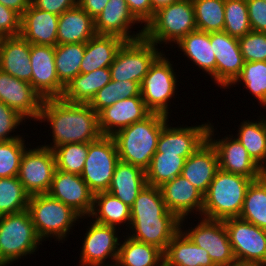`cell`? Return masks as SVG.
Returning a JSON list of instances; mask_svg holds the SVG:
<instances>
[{
  "instance_id": "2",
  "label": "cell",
  "mask_w": 266,
  "mask_h": 266,
  "mask_svg": "<svg viewBox=\"0 0 266 266\" xmlns=\"http://www.w3.org/2000/svg\"><path fill=\"white\" fill-rule=\"evenodd\" d=\"M169 116L151 113L144 120L135 122L118 131L113 138L116 142L119 161L132 164L146 171L157 150V142Z\"/></svg>"
},
{
  "instance_id": "47",
  "label": "cell",
  "mask_w": 266,
  "mask_h": 266,
  "mask_svg": "<svg viewBox=\"0 0 266 266\" xmlns=\"http://www.w3.org/2000/svg\"><path fill=\"white\" fill-rule=\"evenodd\" d=\"M26 119L18 112L0 101V142L11 141L15 139L25 138L23 135H12L17 132V127L25 123ZM24 122V123H23Z\"/></svg>"
},
{
  "instance_id": "19",
  "label": "cell",
  "mask_w": 266,
  "mask_h": 266,
  "mask_svg": "<svg viewBox=\"0 0 266 266\" xmlns=\"http://www.w3.org/2000/svg\"><path fill=\"white\" fill-rule=\"evenodd\" d=\"M94 21L95 31L99 35H113L124 41L144 37L145 27L133 16L126 0H109ZM134 25L139 26L138 28L142 26L141 30L132 33Z\"/></svg>"
},
{
  "instance_id": "28",
  "label": "cell",
  "mask_w": 266,
  "mask_h": 266,
  "mask_svg": "<svg viewBox=\"0 0 266 266\" xmlns=\"http://www.w3.org/2000/svg\"><path fill=\"white\" fill-rule=\"evenodd\" d=\"M184 53L187 60L192 61L195 67L209 75L216 84V57L213 45L210 42V33L195 30L184 36L176 45V48Z\"/></svg>"
},
{
  "instance_id": "14",
  "label": "cell",
  "mask_w": 266,
  "mask_h": 266,
  "mask_svg": "<svg viewBox=\"0 0 266 266\" xmlns=\"http://www.w3.org/2000/svg\"><path fill=\"white\" fill-rule=\"evenodd\" d=\"M214 126L210 123L208 140L218 155L219 169L251 178L253 181L263 176L262 168L250 157L243 145L234 137L227 135L218 139Z\"/></svg>"
},
{
  "instance_id": "32",
  "label": "cell",
  "mask_w": 266,
  "mask_h": 266,
  "mask_svg": "<svg viewBox=\"0 0 266 266\" xmlns=\"http://www.w3.org/2000/svg\"><path fill=\"white\" fill-rule=\"evenodd\" d=\"M110 81L109 67L99 68L86 74L80 73L66 84L61 99L74 104H89L96 92Z\"/></svg>"
},
{
  "instance_id": "11",
  "label": "cell",
  "mask_w": 266,
  "mask_h": 266,
  "mask_svg": "<svg viewBox=\"0 0 266 266\" xmlns=\"http://www.w3.org/2000/svg\"><path fill=\"white\" fill-rule=\"evenodd\" d=\"M90 221L80 247L79 266H115L121 242L119 229Z\"/></svg>"
},
{
  "instance_id": "7",
  "label": "cell",
  "mask_w": 266,
  "mask_h": 266,
  "mask_svg": "<svg viewBox=\"0 0 266 266\" xmlns=\"http://www.w3.org/2000/svg\"><path fill=\"white\" fill-rule=\"evenodd\" d=\"M176 75L173 63L166 57L165 52H162L150 65L148 73L140 84V94L152 113L170 115V104L172 98L175 99L179 86L177 83L179 78Z\"/></svg>"
},
{
  "instance_id": "18",
  "label": "cell",
  "mask_w": 266,
  "mask_h": 266,
  "mask_svg": "<svg viewBox=\"0 0 266 266\" xmlns=\"http://www.w3.org/2000/svg\"><path fill=\"white\" fill-rule=\"evenodd\" d=\"M210 42L216 57L217 87L227 89L239 76L245 63L238 38L224 31L211 32Z\"/></svg>"
},
{
  "instance_id": "56",
  "label": "cell",
  "mask_w": 266,
  "mask_h": 266,
  "mask_svg": "<svg viewBox=\"0 0 266 266\" xmlns=\"http://www.w3.org/2000/svg\"><path fill=\"white\" fill-rule=\"evenodd\" d=\"M178 0H150L152 9L156 12L158 9L167 6L169 4H172L173 2H176Z\"/></svg>"
},
{
  "instance_id": "35",
  "label": "cell",
  "mask_w": 266,
  "mask_h": 266,
  "mask_svg": "<svg viewBox=\"0 0 266 266\" xmlns=\"http://www.w3.org/2000/svg\"><path fill=\"white\" fill-rule=\"evenodd\" d=\"M266 116L258 119L243 120L234 136L247 150L250 157L262 168L266 164Z\"/></svg>"
},
{
  "instance_id": "44",
  "label": "cell",
  "mask_w": 266,
  "mask_h": 266,
  "mask_svg": "<svg viewBox=\"0 0 266 266\" xmlns=\"http://www.w3.org/2000/svg\"><path fill=\"white\" fill-rule=\"evenodd\" d=\"M224 32L240 38L251 31L246 0H225Z\"/></svg>"
},
{
  "instance_id": "46",
  "label": "cell",
  "mask_w": 266,
  "mask_h": 266,
  "mask_svg": "<svg viewBox=\"0 0 266 266\" xmlns=\"http://www.w3.org/2000/svg\"><path fill=\"white\" fill-rule=\"evenodd\" d=\"M238 41L245 62L266 61V32L251 30Z\"/></svg>"
},
{
  "instance_id": "27",
  "label": "cell",
  "mask_w": 266,
  "mask_h": 266,
  "mask_svg": "<svg viewBox=\"0 0 266 266\" xmlns=\"http://www.w3.org/2000/svg\"><path fill=\"white\" fill-rule=\"evenodd\" d=\"M96 34L94 19L79 5L59 16L57 44L86 43Z\"/></svg>"
},
{
  "instance_id": "51",
  "label": "cell",
  "mask_w": 266,
  "mask_h": 266,
  "mask_svg": "<svg viewBox=\"0 0 266 266\" xmlns=\"http://www.w3.org/2000/svg\"><path fill=\"white\" fill-rule=\"evenodd\" d=\"M133 16L144 27L153 19L155 11L152 9L150 0H126Z\"/></svg>"
},
{
  "instance_id": "34",
  "label": "cell",
  "mask_w": 266,
  "mask_h": 266,
  "mask_svg": "<svg viewBox=\"0 0 266 266\" xmlns=\"http://www.w3.org/2000/svg\"><path fill=\"white\" fill-rule=\"evenodd\" d=\"M123 237L115 266H164L163 252L156 246Z\"/></svg>"
},
{
  "instance_id": "42",
  "label": "cell",
  "mask_w": 266,
  "mask_h": 266,
  "mask_svg": "<svg viewBox=\"0 0 266 266\" xmlns=\"http://www.w3.org/2000/svg\"><path fill=\"white\" fill-rule=\"evenodd\" d=\"M29 197L18 176L0 178V216L27 210Z\"/></svg>"
},
{
  "instance_id": "52",
  "label": "cell",
  "mask_w": 266,
  "mask_h": 266,
  "mask_svg": "<svg viewBox=\"0 0 266 266\" xmlns=\"http://www.w3.org/2000/svg\"><path fill=\"white\" fill-rule=\"evenodd\" d=\"M38 8L60 16L66 10L78 5V0H30Z\"/></svg>"
},
{
  "instance_id": "20",
  "label": "cell",
  "mask_w": 266,
  "mask_h": 266,
  "mask_svg": "<svg viewBox=\"0 0 266 266\" xmlns=\"http://www.w3.org/2000/svg\"><path fill=\"white\" fill-rule=\"evenodd\" d=\"M0 101L31 123L38 121L43 99L30 83L0 70Z\"/></svg>"
},
{
  "instance_id": "16",
  "label": "cell",
  "mask_w": 266,
  "mask_h": 266,
  "mask_svg": "<svg viewBox=\"0 0 266 266\" xmlns=\"http://www.w3.org/2000/svg\"><path fill=\"white\" fill-rule=\"evenodd\" d=\"M207 121L201 125L185 127L184 124L173 127L167 122L159 135L156 153L177 154L187 159L208 140L210 121Z\"/></svg>"
},
{
  "instance_id": "6",
  "label": "cell",
  "mask_w": 266,
  "mask_h": 266,
  "mask_svg": "<svg viewBox=\"0 0 266 266\" xmlns=\"http://www.w3.org/2000/svg\"><path fill=\"white\" fill-rule=\"evenodd\" d=\"M197 30L192 0H178L158 9L145 26L144 37L155 45L174 46L188 33Z\"/></svg>"
},
{
  "instance_id": "53",
  "label": "cell",
  "mask_w": 266,
  "mask_h": 266,
  "mask_svg": "<svg viewBox=\"0 0 266 266\" xmlns=\"http://www.w3.org/2000/svg\"><path fill=\"white\" fill-rule=\"evenodd\" d=\"M118 90L120 100L128 99L134 96H141L140 84L134 81L124 80L118 81Z\"/></svg>"
},
{
  "instance_id": "49",
  "label": "cell",
  "mask_w": 266,
  "mask_h": 266,
  "mask_svg": "<svg viewBox=\"0 0 266 266\" xmlns=\"http://www.w3.org/2000/svg\"><path fill=\"white\" fill-rule=\"evenodd\" d=\"M21 15L0 3V38L20 35Z\"/></svg>"
},
{
  "instance_id": "37",
  "label": "cell",
  "mask_w": 266,
  "mask_h": 266,
  "mask_svg": "<svg viewBox=\"0 0 266 266\" xmlns=\"http://www.w3.org/2000/svg\"><path fill=\"white\" fill-rule=\"evenodd\" d=\"M239 218L266 230V176L249 185Z\"/></svg>"
},
{
  "instance_id": "50",
  "label": "cell",
  "mask_w": 266,
  "mask_h": 266,
  "mask_svg": "<svg viewBox=\"0 0 266 266\" xmlns=\"http://www.w3.org/2000/svg\"><path fill=\"white\" fill-rule=\"evenodd\" d=\"M251 30L266 32V1L246 0Z\"/></svg>"
},
{
  "instance_id": "25",
  "label": "cell",
  "mask_w": 266,
  "mask_h": 266,
  "mask_svg": "<svg viewBox=\"0 0 266 266\" xmlns=\"http://www.w3.org/2000/svg\"><path fill=\"white\" fill-rule=\"evenodd\" d=\"M218 169L217 151L211 142L207 140L185 160L181 176L186 178L204 195Z\"/></svg>"
},
{
  "instance_id": "12",
  "label": "cell",
  "mask_w": 266,
  "mask_h": 266,
  "mask_svg": "<svg viewBox=\"0 0 266 266\" xmlns=\"http://www.w3.org/2000/svg\"><path fill=\"white\" fill-rule=\"evenodd\" d=\"M223 221L237 264L266 263V230L239 217Z\"/></svg>"
},
{
  "instance_id": "15",
  "label": "cell",
  "mask_w": 266,
  "mask_h": 266,
  "mask_svg": "<svg viewBox=\"0 0 266 266\" xmlns=\"http://www.w3.org/2000/svg\"><path fill=\"white\" fill-rule=\"evenodd\" d=\"M55 47L30 44L31 86L44 99L61 98L65 86L55 68Z\"/></svg>"
},
{
  "instance_id": "30",
  "label": "cell",
  "mask_w": 266,
  "mask_h": 266,
  "mask_svg": "<svg viewBox=\"0 0 266 266\" xmlns=\"http://www.w3.org/2000/svg\"><path fill=\"white\" fill-rule=\"evenodd\" d=\"M145 186H147V181L144 170L119 161L116 164L108 192L131 207Z\"/></svg>"
},
{
  "instance_id": "26",
  "label": "cell",
  "mask_w": 266,
  "mask_h": 266,
  "mask_svg": "<svg viewBox=\"0 0 266 266\" xmlns=\"http://www.w3.org/2000/svg\"><path fill=\"white\" fill-rule=\"evenodd\" d=\"M0 70L31 82L30 43L21 35L0 38Z\"/></svg>"
},
{
  "instance_id": "43",
  "label": "cell",
  "mask_w": 266,
  "mask_h": 266,
  "mask_svg": "<svg viewBox=\"0 0 266 266\" xmlns=\"http://www.w3.org/2000/svg\"><path fill=\"white\" fill-rule=\"evenodd\" d=\"M56 169L81 175L88 154V143H70L53 149Z\"/></svg>"
},
{
  "instance_id": "22",
  "label": "cell",
  "mask_w": 266,
  "mask_h": 266,
  "mask_svg": "<svg viewBox=\"0 0 266 266\" xmlns=\"http://www.w3.org/2000/svg\"><path fill=\"white\" fill-rule=\"evenodd\" d=\"M159 188L167 209L174 213L180 220L183 218L187 220L191 214H196L195 216L198 214L201 217L203 194L186 178L179 175L163 183Z\"/></svg>"
},
{
  "instance_id": "36",
  "label": "cell",
  "mask_w": 266,
  "mask_h": 266,
  "mask_svg": "<svg viewBox=\"0 0 266 266\" xmlns=\"http://www.w3.org/2000/svg\"><path fill=\"white\" fill-rule=\"evenodd\" d=\"M131 219L178 218L170 212L159 187L145 186L130 207Z\"/></svg>"
},
{
  "instance_id": "1",
  "label": "cell",
  "mask_w": 266,
  "mask_h": 266,
  "mask_svg": "<svg viewBox=\"0 0 266 266\" xmlns=\"http://www.w3.org/2000/svg\"><path fill=\"white\" fill-rule=\"evenodd\" d=\"M38 122L49 123L52 142L42 146L52 150L64 144L90 143L102 136L98 114L88 104L61 98L43 100Z\"/></svg>"
},
{
  "instance_id": "5",
  "label": "cell",
  "mask_w": 266,
  "mask_h": 266,
  "mask_svg": "<svg viewBox=\"0 0 266 266\" xmlns=\"http://www.w3.org/2000/svg\"><path fill=\"white\" fill-rule=\"evenodd\" d=\"M37 236L28 210L0 216V266L12 265L38 251Z\"/></svg>"
},
{
  "instance_id": "38",
  "label": "cell",
  "mask_w": 266,
  "mask_h": 266,
  "mask_svg": "<svg viewBox=\"0 0 266 266\" xmlns=\"http://www.w3.org/2000/svg\"><path fill=\"white\" fill-rule=\"evenodd\" d=\"M85 54V43L57 44L55 68L59 81L66 86L80 74V65Z\"/></svg>"
},
{
  "instance_id": "10",
  "label": "cell",
  "mask_w": 266,
  "mask_h": 266,
  "mask_svg": "<svg viewBox=\"0 0 266 266\" xmlns=\"http://www.w3.org/2000/svg\"><path fill=\"white\" fill-rule=\"evenodd\" d=\"M186 218L180 220V229L192 242L204 248L215 266H236L237 261L229 242L223 220H210L199 217L197 224L184 229Z\"/></svg>"
},
{
  "instance_id": "40",
  "label": "cell",
  "mask_w": 266,
  "mask_h": 266,
  "mask_svg": "<svg viewBox=\"0 0 266 266\" xmlns=\"http://www.w3.org/2000/svg\"><path fill=\"white\" fill-rule=\"evenodd\" d=\"M197 30L221 32L224 30L225 0H192Z\"/></svg>"
},
{
  "instance_id": "58",
  "label": "cell",
  "mask_w": 266,
  "mask_h": 266,
  "mask_svg": "<svg viewBox=\"0 0 266 266\" xmlns=\"http://www.w3.org/2000/svg\"><path fill=\"white\" fill-rule=\"evenodd\" d=\"M263 176H266V164L262 167Z\"/></svg>"
},
{
  "instance_id": "48",
  "label": "cell",
  "mask_w": 266,
  "mask_h": 266,
  "mask_svg": "<svg viewBox=\"0 0 266 266\" xmlns=\"http://www.w3.org/2000/svg\"><path fill=\"white\" fill-rule=\"evenodd\" d=\"M118 81L111 80L94 95L88 104L97 114L104 108L115 104L119 97Z\"/></svg>"
},
{
  "instance_id": "29",
  "label": "cell",
  "mask_w": 266,
  "mask_h": 266,
  "mask_svg": "<svg viewBox=\"0 0 266 266\" xmlns=\"http://www.w3.org/2000/svg\"><path fill=\"white\" fill-rule=\"evenodd\" d=\"M164 266H215L208 252L180 229L163 253Z\"/></svg>"
},
{
  "instance_id": "24",
  "label": "cell",
  "mask_w": 266,
  "mask_h": 266,
  "mask_svg": "<svg viewBox=\"0 0 266 266\" xmlns=\"http://www.w3.org/2000/svg\"><path fill=\"white\" fill-rule=\"evenodd\" d=\"M59 16L34 7L31 3L21 15L20 35L30 44L57 45Z\"/></svg>"
},
{
  "instance_id": "17",
  "label": "cell",
  "mask_w": 266,
  "mask_h": 266,
  "mask_svg": "<svg viewBox=\"0 0 266 266\" xmlns=\"http://www.w3.org/2000/svg\"><path fill=\"white\" fill-rule=\"evenodd\" d=\"M48 194L71 207L84 219L92 212L94 194L81 175L56 169Z\"/></svg>"
},
{
  "instance_id": "31",
  "label": "cell",
  "mask_w": 266,
  "mask_h": 266,
  "mask_svg": "<svg viewBox=\"0 0 266 266\" xmlns=\"http://www.w3.org/2000/svg\"><path fill=\"white\" fill-rule=\"evenodd\" d=\"M125 41L113 35L96 34L85 43V54L80 65V73H90L99 68L110 67Z\"/></svg>"
},
{
  "instance_id": "39",
  "label": "cell",
  "mask_w": 266,
  "mask_h": 266,
  "mask_svg": "<svg viewBox=\"0 0 266 266\" xmlns=\"http://www.w3.org/2000/svg\"><path fill=\"white\" fill-rule=\"evenodd\" d=\"M185 158L177 154L155 153L146 172L147 185L160 187L181 175Z\"/></svg>"
},
{
  "instance_id": "45",
  "label": "cell",
  "mask_w": 266,
  "mask_h": 266,
  "mask_svg": "<svg viewBox=\"0 0 266 266\" xmlns=\"http://www.w3.org/2000/svg\"><path fill=\"white\" fill-rule=\"evenodd\" d=\"M24 138L0 142V178L19 174L22 155L28 146Z\"/></svg>"
},
{
  "instance_id": "54",
  "label": "cell",
  "mask_w": 266,
  "mask_h": 266,
  "mask_svg": "<svg viewBox=\"0 0 266 266\" xmlns=\"http://www.w3.org/2000/svg\"><path fill=\"white\" fill-rule=\"evenodd\" d=\"M109 0H78V5L95 19L104 9Z\"/></svg>"
},
{
  "instance_id": "3",
  "label": "cell",
  "mask_w": 266,
  "mask_h": 266,
  "mask_svg": "<svg viewBox=\"0 0 266 266\" xmlns=\"http://www.w3.org/2000/svg\"><path fill=\"white\" fill-rule=\"evenodd\" d=\"M251 178L218 169L203 195L201 217L225 220L239 217Z\"/></svg>"
},
{
  "instance_id": "4",
  "label": "cell",
  "mask_w": 266,
  "mask_h": 266,
  "mask_svg": "<svg viewBox=\"0 0 266 266\" xmlns=\"http://www.w3.org/2000/svg\"><path fill=\"white\" fill-rule=\"evenodd\" d=\"M27 210L37 236L42 242L53 237L58 243L59 241L63 243L64 239L71 234L70 231L75 223L78 224L83 219L71 207L51 197L48 193L31 195Z\"/></svg>"
},
{
  "instance_id": "8",
  "label": "cell",
  "mask_w": 266,
  "mask_h": 266,
  "mask_svg": "<svg viewBox=\"0 0 266 266\" xmlns=\"http://www.w3.org/2000/svg\"><path fill=\"white\" fill-rule=\"evenodd\" d=\"M160 50L157 45L148 41L145 37L125 41L109 67L111 80H129L141 84L150 65L164 51Z\"/></svg>"
},
{
  "instance_id": "21",
  "label": "cell",
  "mask_w": 266,
  "mask_h": 266,
  "mask_svg": "<svg viewBox=\"0 0 266 266\" xmlns=\"http://www.w3.org/2000/svg\"><path fill=\"white\" fill-rule=\"evenodd\" d=\"M151 113L141 96L118 100L98 113L99 128L102 135L113 136L127 126L144 120Z\"/></svg>"
},
{
  "instance_id": "55",
  "label": "cell",
  "mask_w": 266,
  "mask_h": 266,
  "mask_svg": "<svg viewBox=\"0 0 266 266\" xmlns=\"http://www.w3.org/2000/svg\"><path fill=\"white\" fill-rule=\"evenodd\" d=\"M0 3L22 15L29 7L30 0H0Z\"/></svg>"
},
{
  "instance_id": "23",
  "label": "cell",
  "mask_w": 266,
  "mask_h": 266,
  "mask_svg": "<svg viewBox=\"0 0 266 266\" xmlns=\"http://www.w3.org/2000/svg\"><path fill=\"white\" fill-rule=\"evenodd\" d=\"M179 230V218L131 219L129 230H122V235L126 233L130 238L156 246L164 253L168 243Z\"/></svg>"
},
{
  "instance_id": "9",
  "label": "cell",
  "mask_w": 266,
  "mask_h": 266,
  "mask_svg": "<svg viewBox=\"0 0 266 266\" xmlns=\"http://www.w3.org/2000/svg\"><path fill=\"white\" fill-rule=\"evenodd\" d=\"M118 162L119 155L113 136L102 135L88 143V154L81 178L93 194L108 191Z\"/></svg>"
},
{
  "instance_id": "33",
  "label": "cell",
  "mask_w": 266,
  "mask_h": 266,
  "mask_svg": "<svg viewBox=\"0 0 266 266\" xmlns=\"http://www.w3.org/2000/svg\"><path fill=\"white\" fill-rule=\"evenodd\" d=\"M92 218L95 222L101 223L104 225H109L113 227H124V225L129 229L130 220H131V211L130 206L123 203L120 199L116 198L110 192H100L94 194L93 200V209L89 217ZM123 226H122V225Z\"/></svg>"
},
{
  "instance_id": "41",
  "label": "cell",
  "mask_w": 266,
  "mask_h": 266,
  "mask_svg": "<svg viewBox=\"0 0 266 266\" xmlns=\"http://www.w3.org/2000/svg\"><path fill=\"white\" fill-rule=\"evenodd\" d=\"M239 83L243 84L266 110V61L245 62L241 73L228 89Z\"/></svg>"
},
{
  "instance_id": "57",
  "label": "cell",
  "mask_w": 266,
  "mask_h": 266,
  "mask_svg": "<svg viewBox=\"0 0 266 266\" xmlns=\"http://www.w3.org/2000/svg\"><path fill=\"white\" fill-rule=\"evenodd\" d=\"M236 266H261V264H252V265L237 264Z\"/></svg>"
},
{
  "instance_id": "13",
  "label": "cell",
  "mask_w": 266,
  "mask_h": 266,
  "mask_svg": "<svg viewBox=\"0 0 266 266\" xmlns=\"http://www.w3.org/2000/svg\"><path fill=\"white\" fill-rule=\"evenodd\" d=\"M56 161L50 148L38 145L27 147L22 155L18 178L25 191L31 196L48 193L54 173Z\"/></svg>"
}]
</instances>
